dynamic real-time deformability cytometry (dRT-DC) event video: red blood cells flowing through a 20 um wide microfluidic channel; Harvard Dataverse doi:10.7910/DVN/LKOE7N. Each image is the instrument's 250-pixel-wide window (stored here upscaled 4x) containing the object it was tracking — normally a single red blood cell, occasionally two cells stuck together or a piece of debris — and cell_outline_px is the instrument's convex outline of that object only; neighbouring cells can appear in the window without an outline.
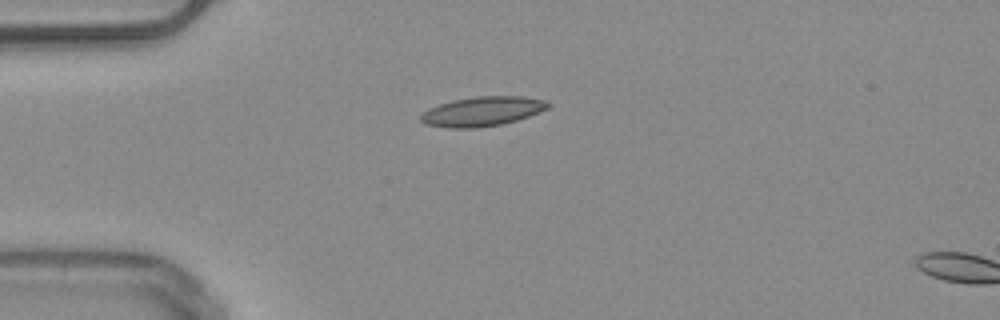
{"species": "common noctule bat (a hibernating species)", "species_latin": "Nyctalus noctula", "temperature_condition": "warm", "stored_images_in_passage": 2, "camera_frame_rate_fps": 3000, "um_per_image_px": 0.085, "animal": {"sex": "male", "body_mass_g": 20.4}, "frame": {"image": 1, "passage_image": 1, "time_ms": 0.0, "image_size_px": [1000, 320], "cell_outline_px": [[552, 104], [548, 108], [528, 116], [516, 120], [500, 124], [476, 128], [448, 128], [424, 124], [420, 120], [420, 116], [428, 108], [452, 100], [476, 96], [520, 96], [544, 100]], "centroid_in_image_um": [40.97, 9.47], "position_along_channel_um": 44.0, "area_um2": 21.79}}